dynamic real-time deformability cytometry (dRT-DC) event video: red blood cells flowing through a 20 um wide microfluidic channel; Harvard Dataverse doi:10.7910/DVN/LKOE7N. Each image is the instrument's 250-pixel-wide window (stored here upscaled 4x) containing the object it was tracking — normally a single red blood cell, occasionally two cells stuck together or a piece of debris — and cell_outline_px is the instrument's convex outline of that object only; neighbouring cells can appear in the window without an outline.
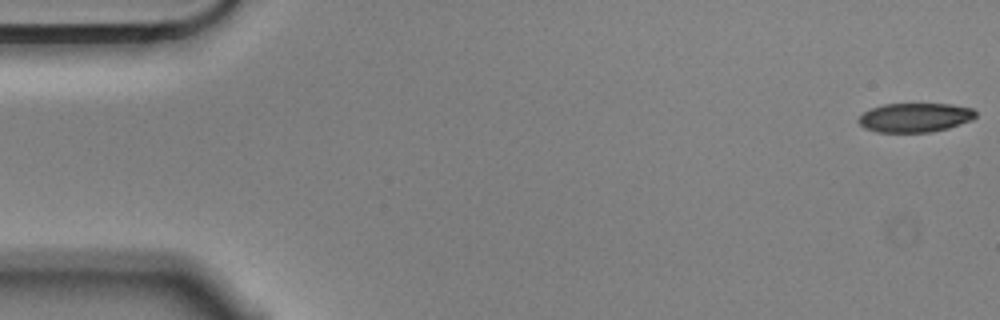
{"species": "Egyptian fruit bat (a non-hibernating species)", "species_latin": "Rousettus aegyptiacus", "temperature_condition": "cold", "stored_images_in_passage": 5, "camera_frame_rate_fps": 3000, "um_per_image_px": 0.085, "animal": {"sex": "male"}, "frame": {"image": 1, "passage_image": 1, "time_ms": 0.0, "image_size_px": [1000, 320], "cell_outline_px": [[976, 116], [972, 120], [948, 128], [928, 132], [876, 132], [864, 128], [856, 120], [864, 112], [872, 108], [884, 104], [952, 104], [972, 108], [976, 112]], "centroid_in_image_um": [77.77, 9.99], "position_along_channel_um": 7.2, "area_um2": 19.88}}
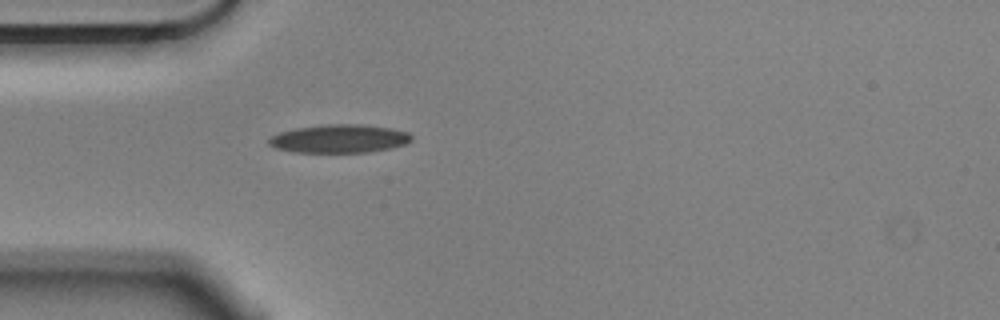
{"frame": {"image": 2, "passage_image": 5, "time_ms": 1.333, "image_size_px": [1000, 320], "cell_outline_px": [[412, 140], [404, 144], [392, 148], [368, 152], [292, 152], [276, 148], [268, 144], [268, 140], [272, 136], [280, 132], [296, 128], [328, 124], [356, 124], [392, 128], [408, 132], [412, 136]], "centroid_in_image_um": [28.85, 11.79], "position_along_channel_um": 56.1, "area_um2": 23.47}}